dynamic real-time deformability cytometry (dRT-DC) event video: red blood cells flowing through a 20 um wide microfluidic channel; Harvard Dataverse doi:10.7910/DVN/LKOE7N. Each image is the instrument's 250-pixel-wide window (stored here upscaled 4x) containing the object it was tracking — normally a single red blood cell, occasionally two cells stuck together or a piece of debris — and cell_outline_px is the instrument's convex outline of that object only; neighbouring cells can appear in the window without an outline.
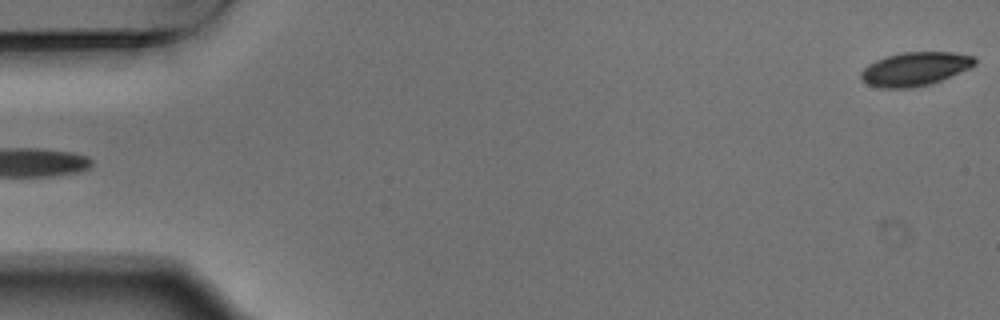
{"species": "Egyptian fruit bat (a non-hibernating species)", "species_latin": "Rousettus aegyptiacus", "temperature_condition": "warm", "stored_images_in_passage": 5, "segment_of_instrument_passage": [2, 2], "camera_frame_rate_fps": 3000, "um_per_image_px": 0.085, "animal": {"sex": "male"}, "frame": {"image": 1, "passage_image": 5, "time_ms": 1.333, "image_size_px": [1000, 320], "cell_outline_px": [[976, 64], [968, 68], [940, 80], [928, 84], [908, 88], [880, 88], [868, 84], [860, 76], [860, 72], [868, 64], [876, 60], [888, 56], [904, 52], [952, 52], [976, 56]], "centroid_in_image_um": [77.77, 5.85], "position_along_channel_um": 7.2, "area_um2": 22.02}}